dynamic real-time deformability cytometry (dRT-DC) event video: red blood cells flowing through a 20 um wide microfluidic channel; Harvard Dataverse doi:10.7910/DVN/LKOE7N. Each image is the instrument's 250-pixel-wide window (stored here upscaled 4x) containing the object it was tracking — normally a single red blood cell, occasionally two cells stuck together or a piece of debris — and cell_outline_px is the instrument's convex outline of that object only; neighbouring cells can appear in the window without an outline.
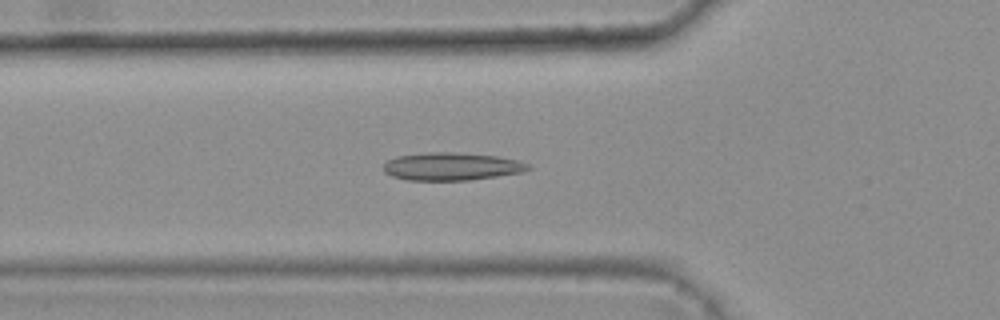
{"species": "common noctule bat (a hibernating species)", "species_latin": "Nyctalus noctula", "temperature_condition": "warm", "stored_images_in_passage": 44, "camera_frame_rate_fps": 3000, "um_per_image_px": 0.085, "animal": {"sex": "female", "body_mass_g": 25.1}, "frame": {"image": 1, "passage_image": 17, "time_ms": 5.333, "image_size_px": [1000, 320], "cell_outline_px": [[532, 168], [520, 172], [496, 176], [468, 180], [408, 180], [392, 176], [384, 172], [384, 164], [388, 160], [396, 156], [428, 152], [452, 152], [496, 156], [516, 160], [528, 164]], "centroid_in_image_um": [38.34, 14.14], "position_along_channel_um": 87.5, "area_um2": 23.18}}
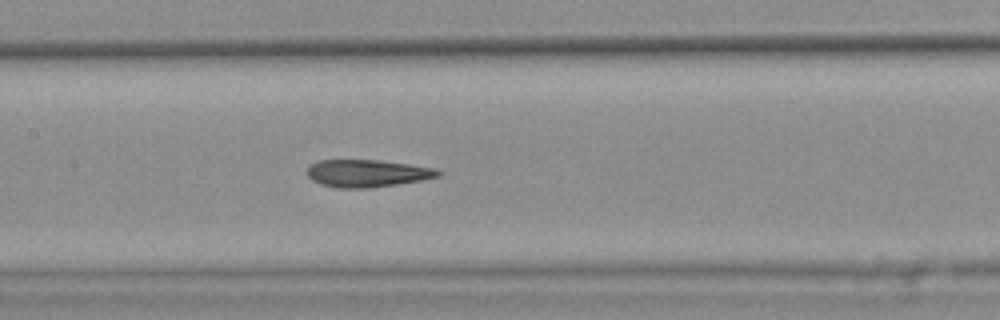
{"frame": {"image": 2, "passage_image": 24, "time_ms": 7.667, "image_size_px": [1000, 320], "cell_outline_px": [[444, 172], [440, 176], [420, 180], [372, 188], [340, 188], [320, 184], [312, 180], [308, 176], [308, 168], [312, 164], [320, 160], [376, 160], [408, 164], [436, 168]], "centroid_in_image_um": [31.24, 14.73], "position_along_channel_um": 176.2, "area_um2": 20.81}}
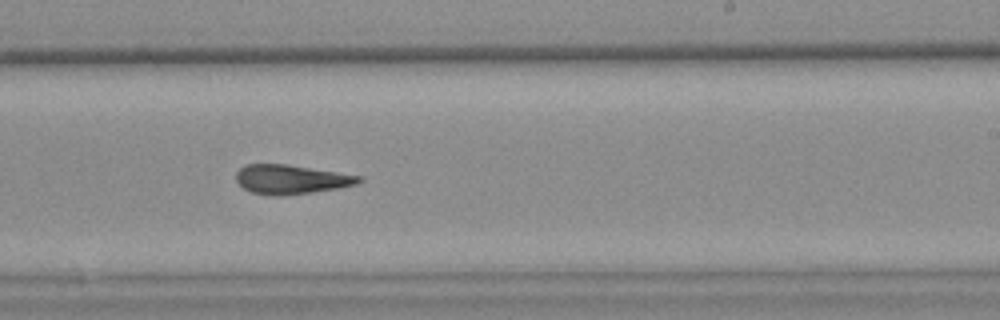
{"frame": {"image": 3, "passage_image": 31, "time_ms": 10.0, "image_size_px": [1000, 320], "cell_outline_px": [[364, 180], [356, 184], [336, 188], [312, 192], [284, 196], [276, 196], [252, 192], [244, 188], [236, 180], [236, 172], [240, 168], [248, 164], [284, 164], [364, 176]], "centroid_in_image_um": [24.76, 15.25], "position_along_channel_um": 264.2, "area_um2": 20.75}, "authors_computed_cell_mechanics": {"area_um2": 21.5016, "velocity_mm_per_s": 3.7915, "shape_relaxation_time_tau1_ms": null, "shape_relaxation_time_tau2_ms": 3.1216, "deformation_change_tau1": null, "deformation_change_tau2": 0.1303}}